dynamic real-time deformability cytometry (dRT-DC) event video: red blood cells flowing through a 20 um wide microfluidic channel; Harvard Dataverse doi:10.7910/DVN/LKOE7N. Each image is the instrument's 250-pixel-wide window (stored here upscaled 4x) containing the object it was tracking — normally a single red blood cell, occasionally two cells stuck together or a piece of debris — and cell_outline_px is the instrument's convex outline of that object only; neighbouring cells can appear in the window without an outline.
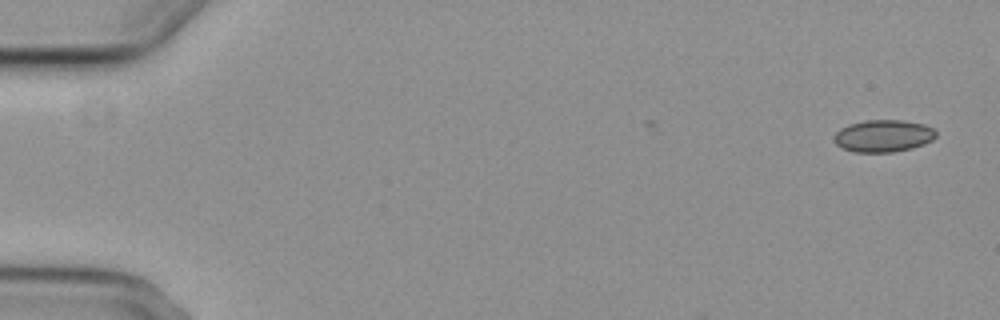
{"species": "common noctule bat (a hibernating species)", "species_latin": "Nyctalus noctula", "temperature_condition": "cold", "stored_images_in_passage": 6, "segment_of_instrument_passage": [1, 2], "camera_frame_rate_fps": 3000, "um_per_image_px": 0.085, "animal": {"sex": "female", "body_mass_g": 29.2, "forearm_length_mm": 56.3}, "frame": {"image": 1, "passage_image": 1, "time_ms": 0.0, "image_size_px": [1000, 320], "cell_outline_px": [[936, 136], [932, 140], [924, 144], [912, 148], [892, 152], [852, 152], [836, 144], [832, 140], [832, 136], [840, 128], [848, 124], [864, 120], [900, 120], [924, 124], [932, 128], [936, 132]], "centroid_in_image_um": [75.04, 11.55], "position_along_channel_um": 10.0, "area_um2": 19.25}}
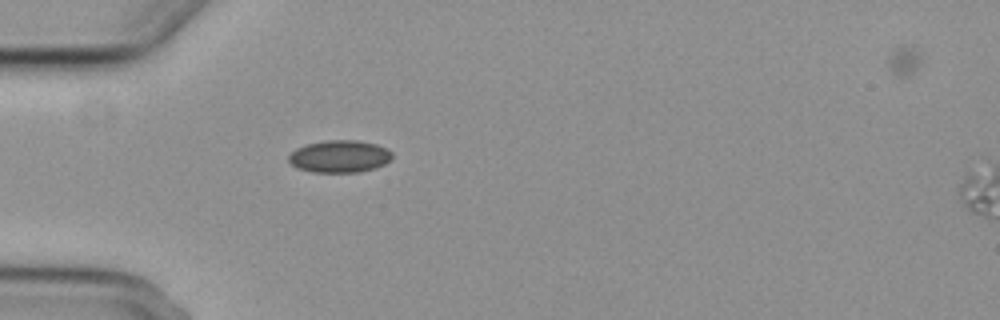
{"frame": {"image": 2, "passage_image": 5, "time_ms": 5.0, "image_size_px": [1000, 320], "cell_outline_px": [[392, 160], [376, 168], [360, 172], [312, 172], [296, 168], [288, 160], [288, 156], [296, 148], [308, 144], [324, 140], [356, 140], [376, 144], [388, 148], [392, 152]], "centroid_in_image_um": [28.89, 13.29], "position_along_channel_um": 56.1, "area_um2": 19.65}}